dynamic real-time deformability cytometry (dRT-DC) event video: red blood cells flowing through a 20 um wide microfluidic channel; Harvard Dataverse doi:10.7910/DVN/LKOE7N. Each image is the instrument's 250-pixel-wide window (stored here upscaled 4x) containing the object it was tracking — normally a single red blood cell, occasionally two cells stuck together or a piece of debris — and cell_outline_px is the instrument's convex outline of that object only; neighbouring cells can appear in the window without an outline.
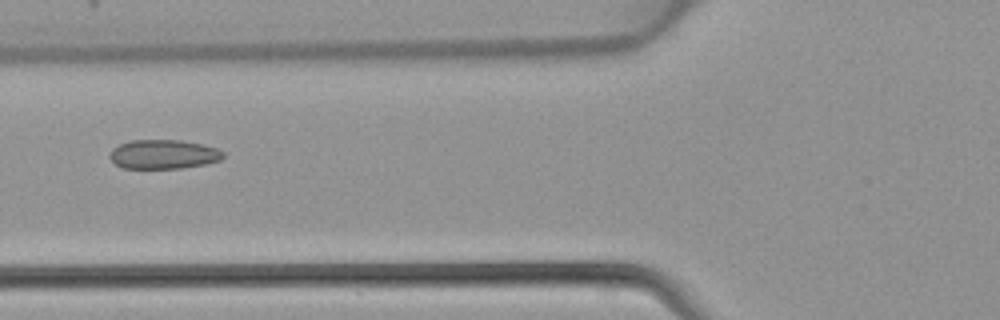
{"species": "common noctule bat (a hibernating species)", "species_latin": "Nyctalus noctula", "temperature_condition": "warm", "stored_images_in_passage": 5, "camera_frame_rate_fps": 3000, "um_per_image_px": 0.085, "animal": {"sex": "female", "body_mass_g": 22.7, "forearm_length_mm": 54.2}, "frame": {"image": 1, "passage_image": 5, "time_ms": 1.333, "image_size_px": [1000, 320], "cell_outline_px": [[224, 156], [220, 160], [204, 164], [180, 168], [124, 168], [116, 164], [108, 156], [112, 148], [120, 144], [132, 140], [180, 140], [204, 144], [216, 148], [224, 152]], "centroid_in_image_um": [13.89, 13.11], "position_along_channel_um": 111.9, "area_um2": 19.25}}